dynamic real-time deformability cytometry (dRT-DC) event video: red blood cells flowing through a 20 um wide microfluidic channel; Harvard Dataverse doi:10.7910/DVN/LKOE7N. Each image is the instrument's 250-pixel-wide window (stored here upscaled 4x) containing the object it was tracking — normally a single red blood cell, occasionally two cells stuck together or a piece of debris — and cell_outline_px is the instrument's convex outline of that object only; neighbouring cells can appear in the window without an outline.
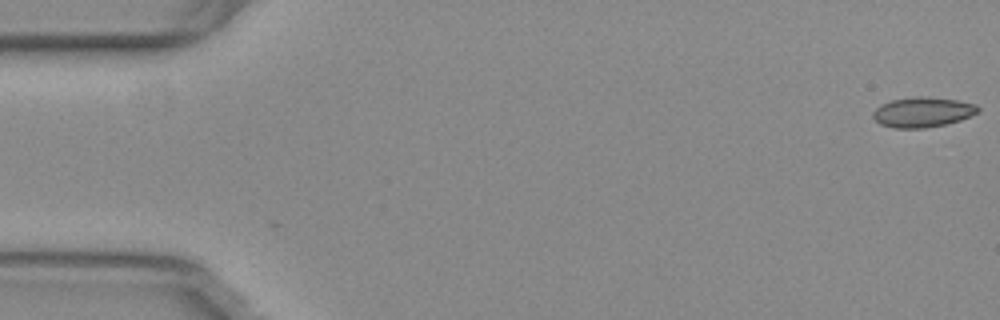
{"species": "common noctule bat (a hibernating species)", "species_latin": "Nyctalus noctula", "temperature_condition": "warm", "stored_images_in_passage": 55, "camera_frame_rate_fps": 3000, "um_per_image_px": 0.085, "animal": {"sex": "female", "body_mass_g": 29.2, "forearm_length_mm": 56.3}, "frame": {"image": 1, "passage_image": 1, "time_ms": 0.0, "image_size_px": [1000, 320], "cell_outline_px": [[980, 108], [976, 112], [960, 120], [944, 124], [924, 128], [892, 128], [880, 124], [872, 116], [872, 112], [880, 104], [892, 100], [912, 96], [924, 96], [956, 100], [976, 104]], "centroid_in_image_um": [78.37, 9.52], "position_along_channel_um": 6.6, "area_um2": 18.32}}
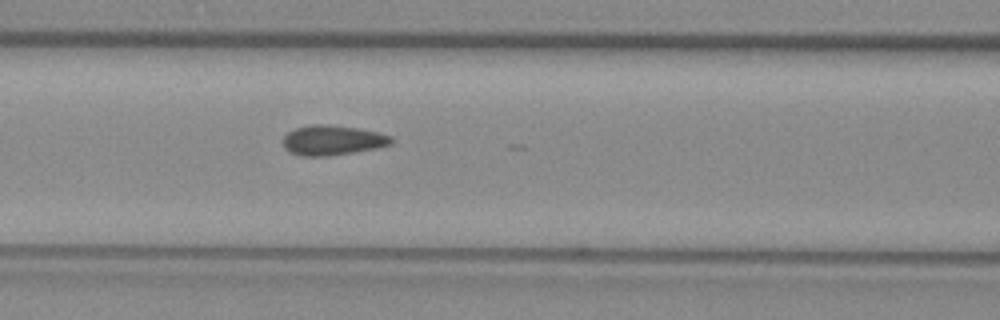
{"frame": {"image": 2, "passage_image": 23, "time_ms": 7.333, "image_size_px": [1000, 320], "cell_outline_px": [[396, 140], [392, 144], [376, 148], [328, 156], [300, 156], [288, 152], [284, 148], [284, 136], [288, 132], [296, 128], [312, 124], [328, 124], [356, 128], [376, 132], [392, 136]], "centroid_in_image_um": [28.26, 11.92], "position_along_channel_um": 138.3, "area_um2": 18.9}}
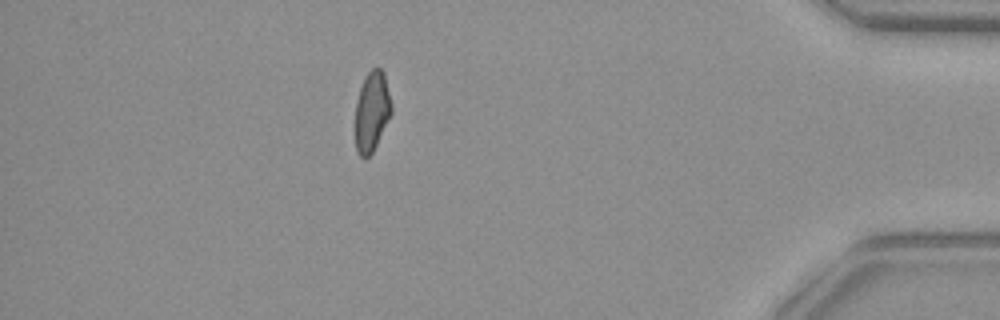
{"frame": {"image": 3, "passage_image": 48, "time_ms": 15.667, "image_size_px": [1000, 320], "cell_outline_px": [[392, 112], [372, 152], [364, 160], [360, 156], [356, 148], [356, 104], [360, 88], [364, 76], [372, 68], [380, 68], [384, 72], [392, 104]], "centroid_in_image_um": [31.61, 9.44], "position_along_channel_um": 403.6, "area_um2": 16.7}, "authors_computed_cell_mechanics": {"area_um2": 18.3226, "velocity_mm_per_s": 3.8017, "shape_relaxation_time_tau1_ms": null, "shape_relaxation_time_tau2_ms": 1.3026, "deformation_change_tau1": null, "deformation_change_tau2": 0.0639}}